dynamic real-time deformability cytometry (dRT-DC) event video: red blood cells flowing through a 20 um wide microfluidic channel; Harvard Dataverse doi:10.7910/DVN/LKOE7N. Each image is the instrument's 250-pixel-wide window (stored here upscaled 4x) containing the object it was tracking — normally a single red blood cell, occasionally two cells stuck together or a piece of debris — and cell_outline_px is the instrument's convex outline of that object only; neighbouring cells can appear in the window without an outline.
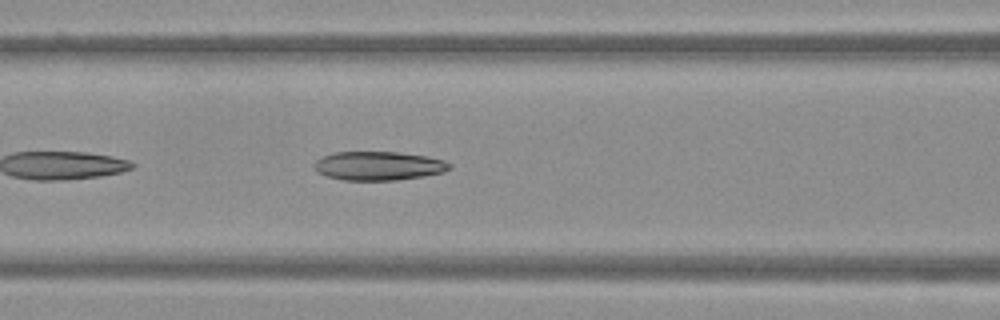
{"species": "Egyptian fruit bat (a non-hibernating species)", "species_latin": "Rousettus aegyptiacus", "temperature_condition": "warm", "stored_images_in_passage": 23, "camera_frame_rate_fps": 3000, "um_per_image_px": 0.085, "frame": {"image": 1, "passage_image": 7, "time_ms": 2.0, "image_size_px": [1000, 320], "cell_outline_px": [[452, 168], [444, 172], [424, 176], [396, 180], [344, 180], [328, 176], [316, 172], [312, 168], [312, 164], [320, 156], [332, 152], [396, 152], [428, 156], [444, 160], [452, 164]], "centroid_in_image_um": [32.15, 14.09], "position_along_channel_um": 134.5, "area_um2": 23.06}}
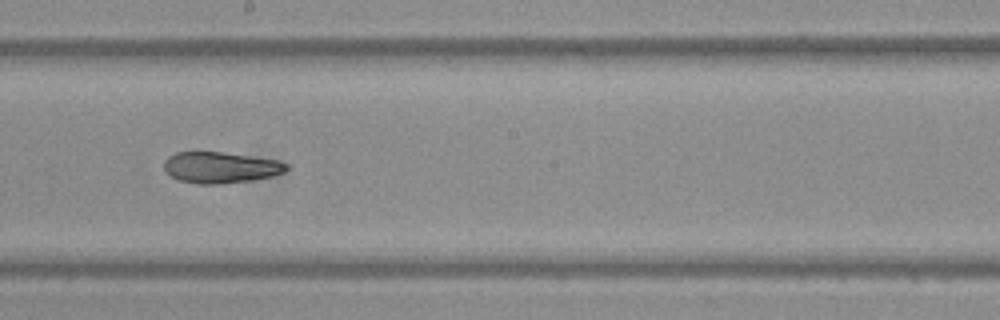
{"frame": {"image": 2, "passage_image": 14, "time_ms": 4.333, "image_size_px": [1000, 320], "cell_outline_px": [[288, 168], [284, 172], [272, 176], [252, 180], [220, 184], [196, 184], [180, 180], [172, 176], [164, 168], [164, 160], [168, 156], [176, 152], [224, 152], [276, 160], [288, 164]], "centroid_in_image_um": [18.74, 14.23], "position_along_channel_um": 229.5, "area_um2": 22.14}}
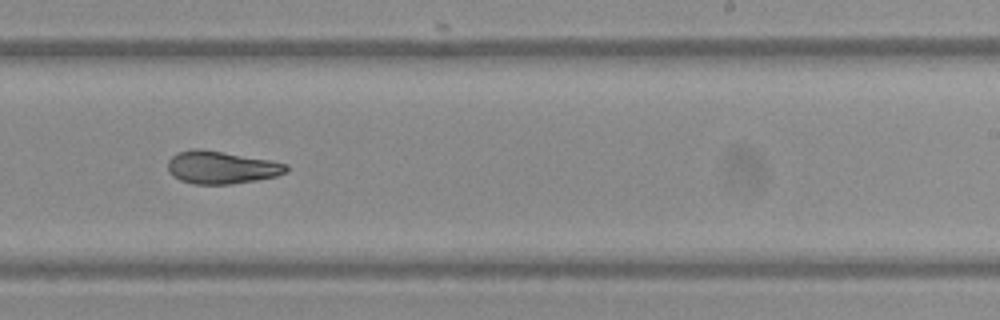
{"frame": {"image": 3, "passage_image": 17, "time_ms": 5.333, "image_size_px": [1000, 320], "cell_outline_px": [[288, 172], [276, 176], [256, 180], [232, 184], [192, 184], [180, 180], [172, 176], [168, 172], [168, 160], [176, 152], [192, 148], [200, 148], [272, 160], [288, 164]], "centroid_in_image_um": [18.8, 14.22], "position_along_channel_um": 270.2, "area_um2": 22.89}}